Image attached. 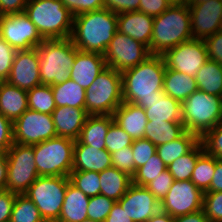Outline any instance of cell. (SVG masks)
Wrapping results in <instances>:
<instances>
[{"label": "cell", "instance_id": "13", "mask_svg": "<svg viewBox=\"0 0 222 222\" xmlns=\"http://www.w3.org/2000/svg\"><path fill=\"white\" fill-rule=\"evenodd\" d=\"M14 143L35 145L57 136L50 114L27 109L14 123Z\"/></svg>", "mask_w": 222, "mask_h": 222}, {"label": "cell", "instance_id": "35", "mask_svg": "<svg viewBox=\"0 0 222 222\" xmlns=\"http://www.w3.org/2000/svg\"><path fill=\"white\" fill-rule=\"evenodd\" d=\"M28 108L44 114L56 109L51 85L40 84L27 91Z\"/></svg>", "mask_w": 222, "mask_h": 222}, {"label": "cell", "instance_id": "24", "mask_svg": "<svg viewBox=\"0 0 222 222\" xmlns=\"http://www.w3.org/2000/svg\"><path fill=\"white\" fill-rule=\"evenodd\" d=\"M27 109V91L0 81V114L14 123Z\"/></svg>", "mask_w": 222, "mask_h": 222}, {"label": "cell", "instance_id": "36", "mask_svg": "<svg viewBox=\"0 0 222 222\" xmlns=\"http://www.w3.org/2000/svg\"><path fill=\"white\" fill-rule=\"evenodd\" d=\"M215 171V157L205 151L198 157L191 175V181L205 193L209 187Z\"/></svg>", "mask_w": 222, "mask_h": 222}, {"label": "cell", "instance_id": "59", "mask_svg": "<svg viewBox=\"0 0 222 222\" xmlns=\"http://www.w3.org/2000/svg\"><path fill=\"white\" fill-rule=\"evenodd\" d=\"M147 222H174V218L159 210L154 216H152Z\"/></svg>", "mask_w": 222, "mask_h": 222}, {"label": "cell", "instance_id": "32", "mask_svg": "<svg viewBox=\"0 0 222 222\" xmlns=\"http://www.w3.org/2000/svg\"><path fill=\"white\" fill-rule=\"evenodd\" d=\"M195 80L198 90L222 97V65L218 62L208 59L198 70Z\"/></svg>", "mask_w": 222, "mask_h": 222}, {"label": "cell", "instance_id": "29", "mask_svg": "<svg viewBox=\"0 0 222 222\" xmlns=\"http://www.w3.org/2000/svg\"><path fill=\"white\" fill-rule=\"evenodd\" d=\"M100 194L119 201L132 184V177L117 168L110 167L99 172Z\"/></svg>", "mask_w": 222, "mask_h": 222}, {"label": "cell", "instance_id": "41", "mask_svg": "<svg viewBox=\"0 0 222 222\" xmlns=\"http://www.w3.org/2000/svg\"><path fill=\"white\" fill-rule=\"evenodd\" d=\"M132 143L133 139L115 122L109 126L105 138V146L110 154L124 147L132 146Z\"/></svg>", "mask_w": 222, "mask_h": 222}, {"label": "cell", "instance_id": "14", "mask_svg": "<svg viewBox=\"0 0 222 222\" xmlns=\"http://www.w3.org/2000/svg\"><path fill=\"white\" fill-rule=\"evenodd\" d=\"M166 68L195 77L208 60L204 40L191 39L167 50L163 55Z\"/></svg>", "mask_w": 222, "mask_h": 222}, {"label": "cell", "instance_id": "50", "mask_svg": "<svg viewBox=\"0 0 222 222\" xmlns=\"http://www.w3.org/2000/svg\"><path fill=\"white\" fill-rule=\"evenodd\" d=\"M13 143V122L0 114V151H7Z\"/></svg>", "mask_w": 222, "mask_h": 222}, {"label": "cell", "instance_id": "34", "mask_svg": "<svg viewBox=\"0 0 222 222\" xmlns=\"http://www.w3.org/2000/svg\"><path fill=\"white\" fill-rule=\"evenodd\" d=\"M204 152L203 145L199 141L188 153L173 161L167 169L174 180H191L198 157Z\"/></svg>", "mask_w": 222, "mask_h": 222}, {"label": "cell", "instance_id": "17", "mask_svg": "<svg viewBox=\"0 0 222 222\" xmlns=\"http://www.w3.org/2000/svg\"><path fill=\"white\" fill-rule=\"evenodd\" d=\"M194 39L204 40L222 29V0L188 4Z\"/></svg>", "mask_w": 222, "mask_h": 222}, {"label": "cell", "instance_id": "12", "mask_svg": "<svg viewBox=\"0 0 222 222\" xmlns=\"http://www.w3.org/2000/svg\"><path fill=\"white\" fill-rule=\"evenodd\" d=\"M0 37L16 50H30L44 41L24 12L0 16Z\"/></svg>", "mask_w": 222, "mask_h": 222}, {"label": "cell", "instance_id": "6", "mask_svg": "<svg viewBox=\"0 0 222 222\" xmlns=\"http://www.w3.org/2000/svg\"><path fill=\"white\" fill-rule=\"evenodd\" d=\"M186 131L201 138L222 121V97L196 90L181 103Z\"/></svg>", "mask_w": 222, "mask_h": 222}, {"label": "cell", "instance_id": "45", "mask_svg": "<svg viewBox=\"0 0 222 222\" xmlns=\"http://www.w3.org/2000/svg\"><path fill=\"white\" fill-rule=\"evenodd\" d=\"M111 160L112 167L133 177L135 174V162L131 146L111 153Z\"/></svg>", "mask_w": 222, "mask_h": 222}, {"label": "cell", "instance_id": "30", "mask_svg": "<svg viewBox=\"0 0 222 222\" xmlns=\"http://www.w3.org/2000/svg\"><path fill=\"white\" fill-rule=\"evenodd\" d=\"M51 88L56 107L85 108L86 91L72 79L68 78Z\"/></svg>", "mask_w": 222, "mask_h": 222}, {"label": "cell", "instance_id": "18", "mask_svg": "<svg viewBox=\"0 0 222 222\" xmlns=\"http://www.w3.org/2000/svg\"><path fill=\"white\" fill-rule=\"evenodd\" d=\"M117 202L133 222H147L160 210V201L145 186L133 183Z\"/></svg>", "mask_w": 222, "mask_h": 222}, {"label": "cell", "instance_id": "8", "mask_svg": "<svg viewBox=\"0 0 222 222\" xmlns=\"http://www.w3.org/2000/svg\"><path fill=\"white\" fill-rule=\"evenodd\" d=\"M74 144V140L60 136L35 144L38 175L69 177L73 167Z\"/></svg>", "mask_w": 222, "mask_h": 222}, {"label": "cell", "instance_id": "10", "mask_svg": "<svg viewBox=\"0 0 222 222\" xmlns=\"http://www.w3.org/2000/svg\"><path fill=\"white\" fill-rule=\"evenodd\" d=\"M7 166L6 190L24 194L39 176L34 157V145L13 143L7 150Z\"/></svg>", "mask_w": 222, "mask_h": 222}, {"label": "cell", "instance_id": "26", "mask_svg": "<svg viewBox=\"0 0 222 222\" xmlns=\"http://www.w3.org/2000/svg\"><path fill=\"white\" fill-rule=\"evenodd\" d=\"M90 197L70 182L67 185L59 219L56 222H82L88 219L87 207Z\"/></svg>", "mask_w": 222, "mask_h": 222}, {"label": "cell", "instance_id": "49", "mask_svg": "<svg viewBox=\"0 0 222 222\" xmlns=\"http://www.w3.org/2000/svg\"><path fill=\"white\" fill-rule=\"evenodd\" d=\"M208 59L218 62L222 65V29L204 39Z\"/></svg>", "mask_w": 222, "mask_h": 222}, {"label": "cell", "instance_id": "3", "mask_svg": "<svg viewBox=\"0 0 222 222\" xmlns=\"http://www.w3.org/2000/svg\"><path fill=\"white\" fill-rule=\"evenodd\" d=\"M193 39L188 4L171 5L154 18L150 53L163 55L182 42Z\"/></svg>", "mask_w": 222, "mask_h": 222}, {"label": "cell", "instance_id": "20", "mask_svg": "<svg viewBox=\"0 0 222 222\" xmlns=\"http://www.w3.org/2000/svg\"><path fill=\"white\" fill-rule=\"evenodd\" d=\"M153 22V17L141 11L124 12L117 17L118 31L146 45L149 51Z\"/></svg>", "mask_w": 222, "mask_h": 222}, {"label": "cell", "instance_id": "58", "mask_svg": "<svg viewBox=\"0 0 222 222\" xmlns=\"http://www.w3.org/2000/svg\"><path fill=\"white\" fill-rule=\"evenodd\" d=\"M7 173V151H0V190H6Z\"/></svg>", "mask_w": 222, "mask_h": 222}, {"label": "cell", "instance_id": "52", "mask_svg": "<svg viewBox=\"0 0 222 222\" xmlns=\"http://www.w3.org/2000/svg\"><path fill=\"white\" fill-rule=\"evenodd\" d=\"M170 6L166 0H140L139 11L155 18Z\"/></svg>", "mask_w": 222, "mask_h": 222}, {"label": "cell", "instance_id": "37", "mask_svg": "<svg viewBox=\"0 0 222 222\" xmlns=\"http://www.w3.org/2000/svg\"><path fill=\"white\" fill-rule=\"evenodd\" d=\"M10 222H45L34 202L25 194H17Z\"/></svg>", "mask_w": 222, "mask_h": 222}, {"label": "cell", "instance_id": "25", "mask_svg": "<svg viewBox=\"0 0 222 222\" xmlns=\"http://www.w3.org/2000/svg\"><path fill=\"white\" fill-rule=\"evenodd\" d=\"M113 122V115H88L77 140L99 150L106 149L105 138Z\"/></svg>", "mask_w": 222, "mask_h": 222}, {"label": "cell", "instance_id": "60", "mask_svg": "<svg viewBox=\"0 0 222 222\" xmlns=\"http://www.w3.org/2000/svg\"><path fill=\"white\" fill-rule=\"evenodd\" d=\"M192 2L193 0H176V5L177 4H190Z\"/></svg>", "mask_w": 222, "mask_h": 222}, {"label": "cell", "instance_id": "11", "mask_svg": "<svg viewBox=\"0 0 222 222\" xmlns=\"http://www.w3.org/2000/svg\"><path fill=\"white\" fill-rule=\"evenodd\" d=\"M150 55L146 45L119 31L114 34L103 54L107 66L121 73L145 61Z\"/></svg>", "mask_w": 222, "mask_h": 222}, {"label": "cell", "instance_id": "4", "mask_svg": "<svg viewBox=\"0 0 222 222\" xmlns=\"http://www.w3.org/2000/svg\"><path fill=\"white\" fill-rule=\"evenodd\" d=\"M24 13L44 40L71 38L74 15L61 0H29Z\"/></svg>", "mask_w": 222, "mask_h": 222}, {"label": "cell", "instance_id": "53", "mask_svg": "<svg viewBox=\"0 0 222 222\" xmlns=\"http://www.w3.org/2000/svg\"><path fill=\"white\" fill-rule=\"evenodd\" d=\"M16 195L8 190H0V222H10Z\"/></svg>", "mask_w": 222, "mask_h": 222}, {"label": "cell", "instance_id": "15", "mask_svg": "<svg viewBox=\"0 0 222 222\" xmlns=\"http://www.w3.org/2000/svg\"><path fill=\"white\" fill-rule=\"evenodd\" d=\"M203 192L191 180H174L160 202V210L177 217L203 209Z\"/></svg>", "mask_w": 222, "mask_h": 222}, {"label": "cell", "instance_id": "63", "mask_svg": "<svg viewBox=\"0 0 222 222\" xmlns=\"http://www.w3.org/2000/svg\"><path fill=\"white\" fill-rule=\"evenodd\" d=\"M82 222H98V221H93V220H91V219H85V220H83Z\"/></svg>", "mask_w": 222, "mask_h": 222}, {"label": "cell", "instance_id": "55", "mask_svg": "<svg viewBox=\"0 0 222 222\" xmlns=\"http://www.w3.org/2000/svg\"><path fill=\"white\" fill-rule=\"evenodd\" d=\"M206 192H222V160L215 158V171Z\"/></svg>", "mask_w": 222, "mask_h": 222}, {"label": "cell", "instance_id": "44", "mask_svg": "<svg viewBox=\"0 0 222 222\" xmlns=\"http://www.w3.org/2000/svg\"><path fill=\"white\" fill-rule=\"evenodd\" d=\"M131 149L135 162V173L138 168L146 164L150 157L157 153L156 146L146 138L133 140Z\"/></svg>", "mask_w": 222, "mask_h": 222}, {"label": "cell", "instance_id": "39", "mask_svg": "<svg viewBox=\"0 0 222 222\" xmlns=\"http://www.w3.org/2000/svg\"><path fill=\"white\" fill-rule=\"evenodd\" d=\"M166 169V164L156 153L150 157L144 166L136 170V173L132 177V183L138 186H146Z\"/></svg>", "mask_w": 222, "mask_h": 222}, {"label": "cell", "instance_id": "62", "mask_svg": "<svg viewBox=\"0 0 222 222\" xmlns=\"http://www.w3.org/2000/svg\"><path fill=\"white\" fill-rule=\"evenodd\" d=\"M168 1L171 5H176V0H166Z\"/></svg>", "mask_w": 222, "mask_h": 222}, {"label": "cell", "instance_id": "1", "mask_svg": "<svg viewBox=\"0 0 222 222\" xmlns=\"http://www.w3.org/2000/svg\"><path fill=\"white\" fill-rule=\"evenodd\" d=\"M166 65L162 55H150L145 61L123 71V101L145 109V102L161 98Z\"/></svg>", "mask_w": 222, "mask_h": 222}, {"label": "cell", "instance_id": "51", "mask_svg": "<svg viewBox=\"0 0 222 222\" xmlns=\"http://www.w3.org/2000/svg\"><path fill=\"white\" fill-rule=\"evenodd\" d=\"M140 0H104V8L113 13L139 11Z\"/></svg>", "mask_w": 222, "mask_h": 222}, {"label": "cell", "instance_id": "9", "mask_svg": "<svg viewBox=\"0 0 222 222\" xmlns=\"http://www.w3.org/2000/svg\"><path fill=\"white\" fill-rule=\"evenodd\" d=\"M69 177L38 176L24 193L31 199L45 222H56L61 213Z\"/></svg>", "mask_w": 222, "mask_h": 222}, {"label": "cell", "instance_id": "2", "mask_svg": "<svg viewBox=\"0 0 222 222\" xmlns=\"http://www.w3.org/2000/svg\"><path fill=\"white\" fill-rule=\"evenodd\" d=\"M116 13L105 8L74 16L71 39L83 52L104 54L118 31Z\"/></svg>", "mask_w": 222, "mask_h": 222}, {"label": "cell", "instance_id": "33", "mask_svg": "<svg viewBox=\"0 0 222 222\" xmlns=\"http://www.w3.org/2000/svg\"><path fill=\"white\" fill-rule=\"evenodd\" d=\"M200 138L193 133L185 131L179 138L156 147L160 159L168 167L173 161L188 153Z\"/></svg>", "mask_w": 222, "mask_h": 222}, {"label": "cell", "instance_id": "43", "mask_svg": "<svg viewBox=\"0 0 222 222\" xmlns=\"http://www.w3.org/2000/svg\"><path fill=\"white\" fill-rule=\"evenodd\" d=\"M203 210L210 222H222V192H205Z\"/></svg>", "mask_w": 222, "mask_h": 222}, {"label": "cell", "instance_id": "22", "mask_svg": "<svg viewBox=\"0 0 222 222\" xmlns=\"http://www.w3.org/2000/svg\"><path fill=\"white\" fill-rule=\"evenodd\" d=\"M57 136L76 141L88 116L85 108L56 107L51 114Z\"/></svg>", "mask_w": 222, "mask_h": 222}, {"label": "cell", "instance_id": "23", "mask_svg": "<svg viewBox=\"0 0 222 222\" xmlns=\"http://www.w3.org/2000/svg\"><path fill=\"white\" fill-rule=\"evenodd\" d=\"M114 122L119 125L133 140L144 138L148 119L144 108L122 102L113 113Z\"/></svg>", "mask_w": 222, "mask_h": 222}, {"label": "cell", "instance_id": "54", "mask_svg": "<svg viewBox=\"0 0 222 222\" xmlns=\"http://www.w3.org/2000/svg\"><path fill=\"white\" fill-rule=\"evenodd\" d=\"M29 0H0V16L22 13Z\"/></svg>", "mask_w": 222, "mask_h": 222}, {"label": "cell", "instance_id": "38", "mask_svg": "<svg viewBox=\"0 0 222 222\" xmlns=\"http://www.w3.org/2000/svg\"><path fill=\"white\" fill-rule=\"evenodd\" d=\"M69 180L72 185L88 197H94L100 194L99 172L72 171L69 174Z\"/></svg>", "mask_w": 222, "mask_h": 222}, {"label": "cell", "instance_id": "5", "mask_svg": "<svg viewBox=\"0 0 222 222\" xmlns=\"http://www.w3.org/2000/svg\"><path fill=\"white\" fill-rule=\"evenodd\" d=\"M41 84L56 85L70 77L79 51L71 38L44 40L38 47Z\"/></svg>", "mask_w": 222, "mask_h": 222}, {"label": "cell", "instance_id": "48", "mask_svg": "<svg viewBox=\"0 0 222 222\" xmlns=\"http://www.w3.org/2000/svg\"><path fill=\"white\" fill-rule=\"evenodd\" d=\"M74 16L104 8V0H61Z\"/></svg>", "mask_w": 222, "mask_h": 222}, {"label": "cell", "instance_id": "56", "mask_svg": "<svg viewBox=\"0 0 222 222\" xmlns=\"http://www.w3.org/2000/svg\"><path fill=\"white\" fill-rule=\"evenodd\" d=\"M104 222H133L116 201Z\"/></svg>", "mask_w": 222, "mask_h": 222}, {"label": "cell", "instance_id": "46", "mask_svg": "<svg viewBox=\"0 0 222 222\" xmlns=\"http://www.w3.org/2000/svg\"><path fill=\"white\" fill-rule=\"evenodd\" d=\"M174 182L173 176L170 174L169 170L163 171L156 179L152 180L145 187L154 195V197L161 202V200L166 196L170 187Z\"/></svg>", "mask_w": 222, "mask_h": 222}, {"label": "cell", "instance_id": "7", "mask_svg": "<svg viewBox=\"0 0 222 222\" xmlns=\"http://www.w3.org/2000/svg\"><path fill=\"white\" fill-rule=\"evenodd\" d=\"M85 91L88 115H113L123 102L122 74L107 66Z\"/></svg>", "mask_w": 222, "mask_h": 222}, {"label": "cell", "instance_id": "28", "mask_svg": "<svg viewBox=\"0 0 222 222\" xmlns=\"http://www.w3.org/2000/svg\"><path fill=\"white\" fill-rule=\"evenodd\" d=\"M144 110L148 121L182 122L181 102L165 94L152 102H145Z\"/></svg>", "mask_w": 222, "mask_h": 222}, {"label": "cell", "instance_id": "31", "mask_svg": "<svg viewBox=\"0 0 222 222\" xmlns=\"http://www.w3.org/2000/svg\"><path fill=\"white\" fill-rule=\"evenodd\" d=\"M185 131L182 122L148 121L144 138L157 147L179 138Z\"/></svg>", "mask_w": 222, "mask_h": 222}, {"label": "cell", "instance_id": "27", "mask_svg": "<svg viewBox=\"0 0 222 222\" xmlns=\"http://www.w3.org/2000/svg\"><path fill=\"white\" fill-rule=\"evenodd\" d=\"M198 90L195 77L166 68L164 73L163 93L183 102Z\"/></svg>", "mask_w": 222, "mask_h": 222}, {"label": "cell", "instance_id": "42", "mask_svg": "<svg viewBox=\"0 0 222 222\" xmlns=\"http://www.w3.org/2000/svg\"><path fill=\"white\" fill-rule=\"evenodd\" d=\"M200 141L206 153L222 160V121L212 130L206 132Z\"/></svg>", "mask_w": 222, "mask_h": 222}, {"label": "cell", "instance_id": "21", "mask_svg": "<svg viewBox=\"0 0 222 222\" xmlns=\"http://www.w3.org/2000/svg\"><path fill=\"white\" fill-rule=\"evenodd\" d=\"M110 167L111 154L106 149L99 150V147L93 148L75 141L72 171L102 172Z\"/></svg>", "mask_w": 222, "mask_h": 222}, {"label": "cell", "instance_id": "61", "mask_svg": "<svg viewBox=\"0 0 222 222\" xmlns=\"http://www.w3.org/2000/svg\"><path fill=\"white\" fill-rule=\"evenodd\" d=\"M206 1H211V0H193L192 3H203V2H206Z\"/></svg>", "mask_w": 222, "mask_h": 222}, {"label": "cell", "instance_id": "19", "mask_svg": "<svg viewBox=\"0 0 222 222\" xmlns=\"http://www.w3.org/2000/svg\"><path fill=\"white\" fill-rule=\"evenodd\" d=\"M106 67L102 54L78 51L69 78L86 90Z\"/></svg>", "mask_w": 222, "mask_h": 222}, {"label": "cell", "instance_id": "40", "mask_svg": "<svg viewBox=\"0 0 222 222\" xmlns=\"http://www.w3.org/2000/svg\"><path fill=\"white\" fill-rule=\"evenodd\" d=\"M116 201L107 198L105 195L98 194L90 197L87 207L88 219L98 222H104Z\"/></svg>", "mask_w": 222, "mask_h": 222}, {"label": "cell", "instance_id": "57", "mask_svg": "<svg viewBox=\"0 0 222 222\" xmlns=\"http://www.w3.org/2000/svg\"><path fill=\"white\" fill-rule=\"evenodd\" d=\"M174 222H210L203 209L182 216L174 217Z\"/></svg>", "mask_w": 222, "mask_h": 222}, {"label": "cell", "instance_id": "16", "mask_svg": "<svg viewBox=\"0 0 222 222\" xmlns=\"http://www.w3.org/2000/svg\"><path fill=\"white\" fill-rule=\"evenodd\" d=\"M25 91L41 84L38 49L17 50L9 77L6 80Z\"/></svg>", "mask_w": 222, "mask_h": 222}, {"label": "cell", "instance_id": "47", "mask_svg": "<svg viewBox=\"0 0 222 222\" xmlns=\"http://www.w3.org/2000/svg\"><path fill=\"white\" fill-rule=\"evenodd\" d=\"M16 51L0 37V81L9 77Z\"/></svg>", "mask_w": 222, "mask_h": 222}]
</instances>
